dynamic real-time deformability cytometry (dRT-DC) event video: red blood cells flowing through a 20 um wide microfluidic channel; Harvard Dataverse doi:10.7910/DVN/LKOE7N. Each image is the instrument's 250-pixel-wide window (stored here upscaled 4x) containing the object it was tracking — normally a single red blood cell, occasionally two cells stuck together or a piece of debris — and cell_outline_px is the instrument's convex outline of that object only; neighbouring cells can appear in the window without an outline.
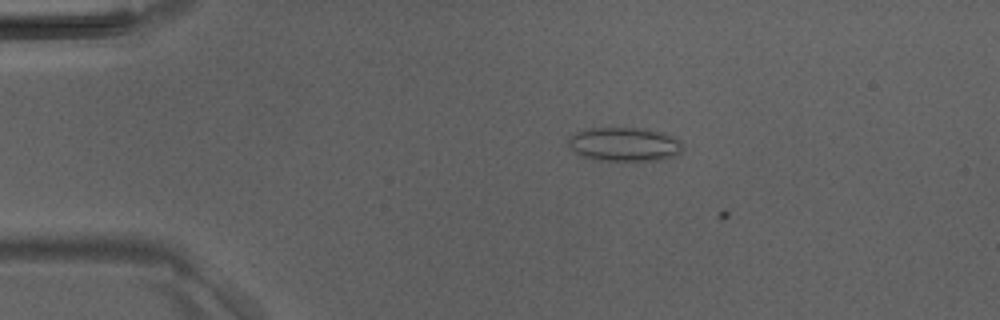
{"species": "Egyptian fruit bat (a non-hibernating species)", "species_latin": "Rousettus aegyptiacus", "temperature_condition": "room temperature", "stored_images_in_passage": 6, "camera_frame_rate_fps": 3000, "um_per_image_px": 0.085, "animal": {"sex": "male"}, "frame": {"image": 1, "passage_image": 5, "time_ms": 1.333, "image_size_px": [1000, 320], "cell_outline_px": [[684, 148], [680, 152], [672, 156], [656, 160], [596, 160], [584, 156], [568, 148], [568, 136], [576, 132], [592, 128], [644, 128], [676, 136], [680, 140]], "centroid_in_image_um": [53.07, 12.25], "position_along_channel_um": 31.9, "area_um2": 22.6}}